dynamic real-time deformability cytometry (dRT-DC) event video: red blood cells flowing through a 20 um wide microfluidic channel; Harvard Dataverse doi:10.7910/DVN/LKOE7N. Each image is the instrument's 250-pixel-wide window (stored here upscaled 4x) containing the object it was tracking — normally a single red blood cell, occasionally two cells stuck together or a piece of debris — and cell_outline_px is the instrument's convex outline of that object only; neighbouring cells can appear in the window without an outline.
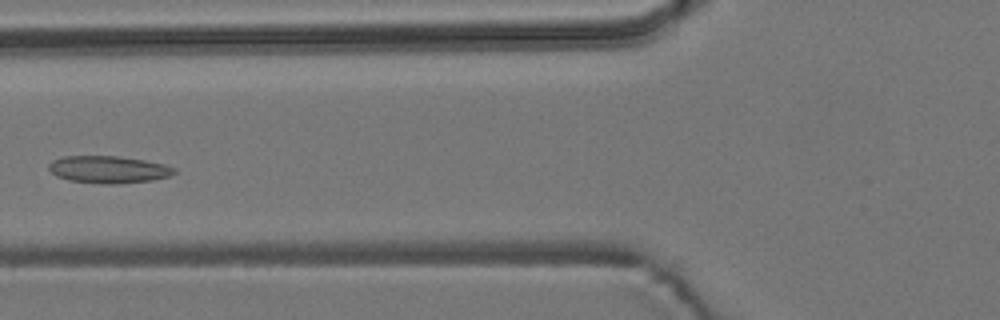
{"species": "common noctule bat (a hibernating species)", "species_latin": "Nyctalus noctula", "temperature_condition": "room temperature", "stored_images_in_passage": 7, "camera_frame_rate_fps": 3000, "um_per_image_px": 0.085, "animal": {"sex": "male", "body_mass_g": 19.2, "forearm_length_mm": 51.8}, "frame": {"image": 1, "passage_image": 6, "time_ms": 1.667, "image_size_px": [1000, 320], "cell_outline_px": [[176, 172], [168, 176], [152, 180], [116, 184], [104, 184], [68, 180], [56, 176], [48, 168], [48, 164], [52, 160], [64, 156], [116, 156], [144, 160], [164, 164], [176, 168]], "centroid_in_image_um": [9.2, 14.4], "position_along_channel_um": 116.6, "area_um2": 19.88}}
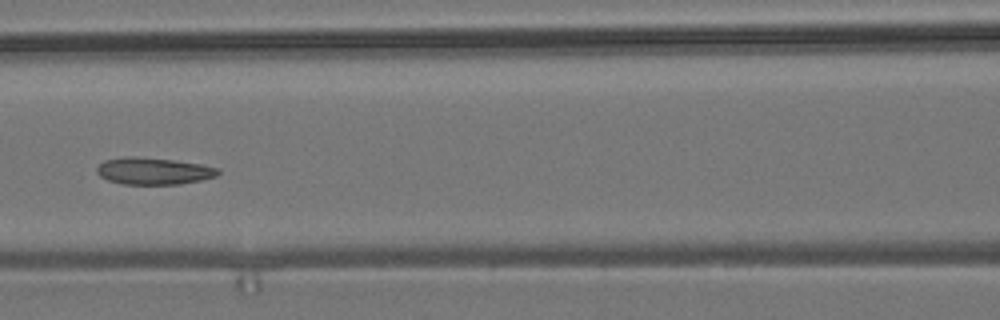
{"frame": {"image": 2, "passage_image": 7, "time_ms": 2.0, "image_size_px": [1000, 320], "cell_outline_px": [[220, 172], [216, 176], [200, 180], [180, 184], [124, 184], [108, 180], [100, 176], [96, 172], [96, 168], [104, 160], [124, 156], [132, 156], [172, 160], [200, 164], [220, 168]], "centroid_in_image_um": [13.04, 14.53], "position_along_channel_um": 153.6, "area_um2": 18.96}}